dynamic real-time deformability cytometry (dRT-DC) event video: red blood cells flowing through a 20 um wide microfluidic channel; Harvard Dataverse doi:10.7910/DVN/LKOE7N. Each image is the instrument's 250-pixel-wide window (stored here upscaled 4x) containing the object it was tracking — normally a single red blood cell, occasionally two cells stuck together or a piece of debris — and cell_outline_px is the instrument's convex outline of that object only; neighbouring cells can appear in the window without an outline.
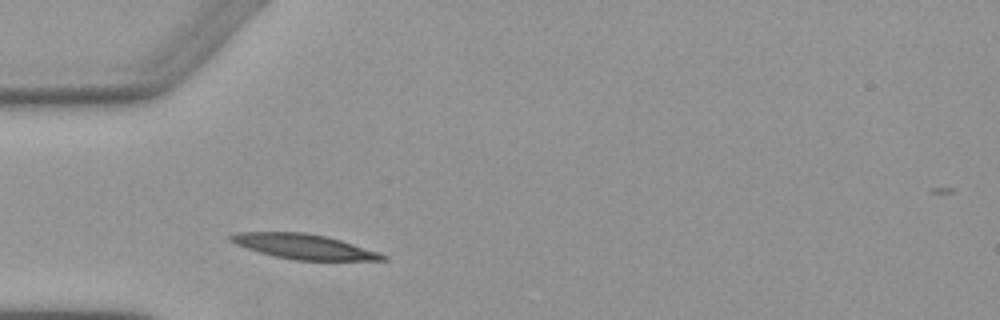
{"species": "Egyptian fruit bat (a non-hibernating species)", "species_latin": "Rousettus aegyptiacus", "temperature_condition": "warm", "stored_images_in_passage": 1, "camera_frame_rate_fps": 3000, "um_per_image_px": 0.085, "animal": {"sex": "female"}, "frame": {"image": 1, "passage_image": 1, "time_ms": 0.0, "image_size_px": [1000, 320], "cell_outline_px": [[388, 260], [296, 260], [272, 256], [236, 244], [228, 240], [228, 236], [236, 232], [304, 232], [328, 236], [380, 252], [388, 256]], "centroid_in_image_um": [25.85, 20.95], "position_along_channel_um": 59.2, "area_um2": 22.14}}